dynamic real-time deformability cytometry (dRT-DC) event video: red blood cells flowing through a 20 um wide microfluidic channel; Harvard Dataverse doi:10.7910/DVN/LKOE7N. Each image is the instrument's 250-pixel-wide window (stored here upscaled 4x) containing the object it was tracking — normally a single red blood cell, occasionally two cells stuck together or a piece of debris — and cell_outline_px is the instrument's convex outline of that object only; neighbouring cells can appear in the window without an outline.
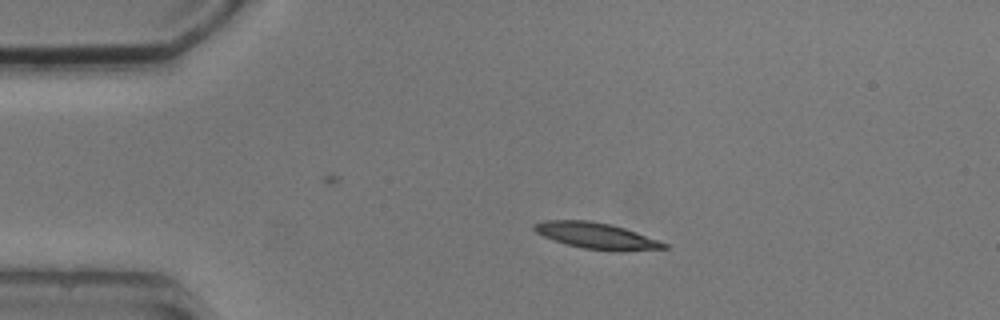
{"species": "common noctule bat (a hibernating species)", "species_latin": "Nyctalus noctula", "temperature_condition": "cold", "stored_images_in_passage": 4, "camera_frame_rate_fps": 3000, "um_per_image_px": 0.085, "animal": {"sex": "male", "body_mass_g": 20.5, "forearm_length_mm": 52.5}, "frame": {"image": 1, "passage_image": 3, "time_ms": 2.333, "image_size_px": [1000, 320], "cell_outline_px": [[668, 248], [584, 248], [568, 244], [544, 236], [536, 232], [532, 228], [532, 224], [544, 220], [588, 220], [612, 224], [636, 232], [668, 244]], "centroid_in_image_um": [50.55, 19.96], "position_along_channel_um": 34.4, "area_um2": 18.5}}